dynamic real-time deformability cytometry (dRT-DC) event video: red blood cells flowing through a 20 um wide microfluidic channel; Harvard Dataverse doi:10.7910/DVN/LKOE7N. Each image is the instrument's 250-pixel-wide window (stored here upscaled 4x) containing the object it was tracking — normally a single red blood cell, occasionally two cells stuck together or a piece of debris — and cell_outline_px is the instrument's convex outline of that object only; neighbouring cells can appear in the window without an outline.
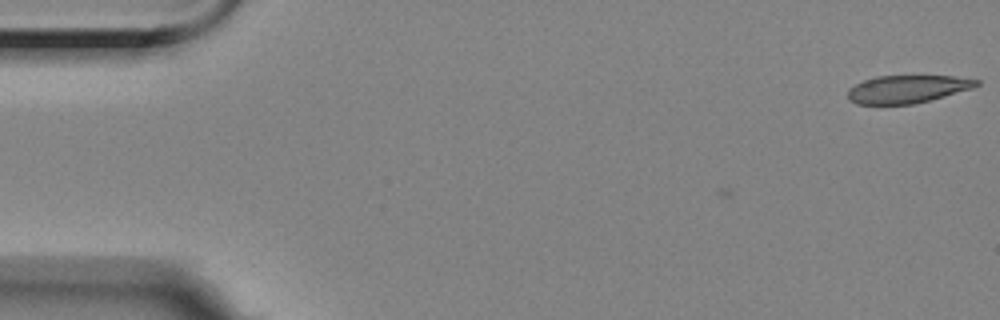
{"species": "Egyptian fruit bat (a non-hibernating species)", "species_latin": "Rousettus aegyptiacus", "temperature_condition": "room temperature", "stored_images_in_passage": 4, "camera_frame_rate_fps": 3000, "um_per_image_px": 0.085, "animal": {"sex": "female"}, "frame": {"image": 1, "passage_image": 1, "time_ms": 0.0, "image_size_px": [1000, 320], "cell_outline_px": [[980, 84], [972, 88], [944, 96], [912, 104], [856, 104], [848, 100], [848, 88], [864, 80], [876, 76], [952, 76], [980, 80]], "centroid_in_image_um": [77.09, 7.57], "position_along_channel_um": 7.9, "area_um2": 20.69}}